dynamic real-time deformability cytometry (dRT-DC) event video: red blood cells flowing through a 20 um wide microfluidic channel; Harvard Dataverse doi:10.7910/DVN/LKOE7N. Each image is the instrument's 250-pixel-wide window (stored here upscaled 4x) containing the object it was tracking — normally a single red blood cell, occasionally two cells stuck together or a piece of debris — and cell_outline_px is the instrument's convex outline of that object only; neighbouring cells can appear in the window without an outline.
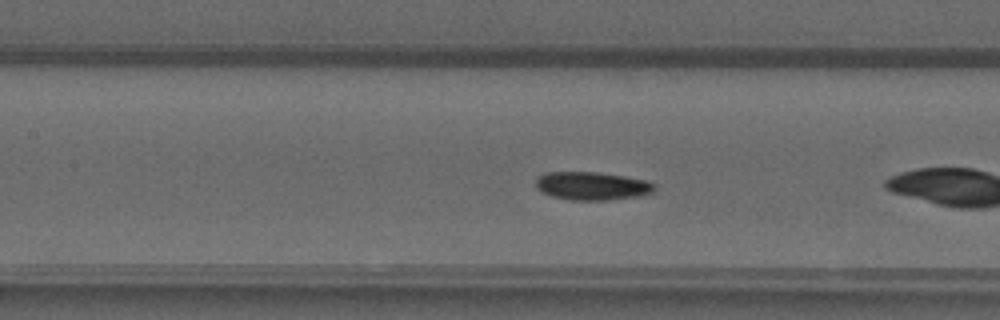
{"species": "common noctule bat (a hibernating species)", "species_latin": "Nyctalus noctula", "temperature_condition": "warm", "stored_images_in_passage": 18, "camera_frame_rate_fps": 3000, "um_per_image_px": 0.085, "animal": {"sex": "male", "forearm_length_mm": 52.5}, "frame": {"image": 1, "passage_image": 8, "time_ms": 2.333, "image_size_px": [1000, 320], "cell_outline_px": [[656, 188], [652, 192], [640, 196], [608, 200], [572, 200], [552, 196], [536, 188], [536, 176], [544, 172], [596, 172], [624, 176], [648, 180], [656, 184]], "centroid_in_image_um": [50.34, 15.79], "position_along_channel_um": 157.1, "area_um2": 19.65}}
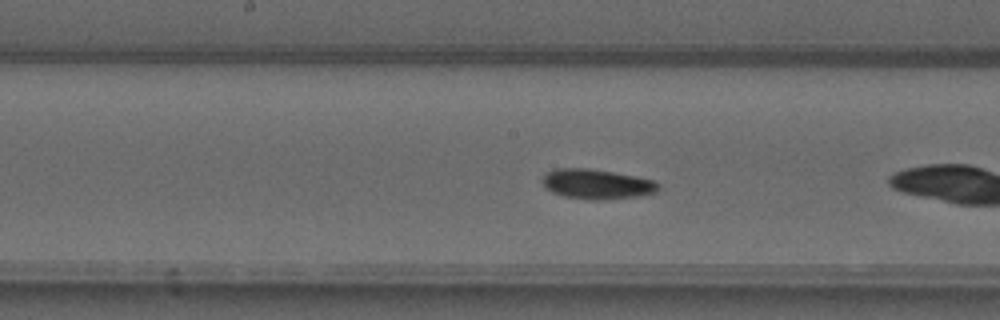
{"frame": {"image": 2, "passage_image": 11, "time_ms": 3.333, "image_size_px": [1000, 320], "cell_outline_px": [[660, 188], [656, 192], [640, 196], [604, 200], [592, 200], [564, 196], [552, 192], [544, 188], [540, 180], [548, 172], [556, 168], [588, 168], [636, 176], [656, 180], [660, 184]], "centroid_in_image_um": [50.74, 15.65], "position_along_channel_um": 197.5, "area_um2": 20.46}}